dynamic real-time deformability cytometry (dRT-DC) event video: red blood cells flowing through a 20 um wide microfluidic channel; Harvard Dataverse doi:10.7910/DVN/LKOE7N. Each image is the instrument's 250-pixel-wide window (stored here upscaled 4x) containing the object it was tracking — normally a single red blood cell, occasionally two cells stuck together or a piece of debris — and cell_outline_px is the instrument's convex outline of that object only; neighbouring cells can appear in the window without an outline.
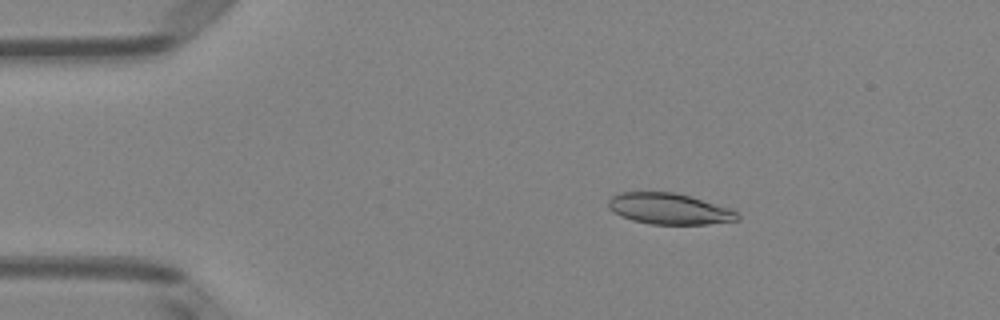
{"species": "Egyptian fruit bat (a non-hibernating species)", "species_latin": "Rousettus aegyptiacus", "temperature_condition": "room temperature", "stored_images_in_passage": 51, "camera_frame_rate_fps": 3000, "um_per_image_px": 0.085, "animal": {"sex": "female"}, "frame": {"image": 1, "passage_image": 9, "time_ms": 2.667, "image_size_px": [1000, 320], "cell_outline_px": [[740, 220], [708, 224], [652, 224], [632, 220], [620, 216], [608, 208], [608, 200], [612, 196], [620, 192], [676, 192], [728, 208], [736, 212], [740, 216]], "centroid_in_image_um": [56.85, 17.75], "position_along_channel_um": 28.2, "area_um2": 23.24}}
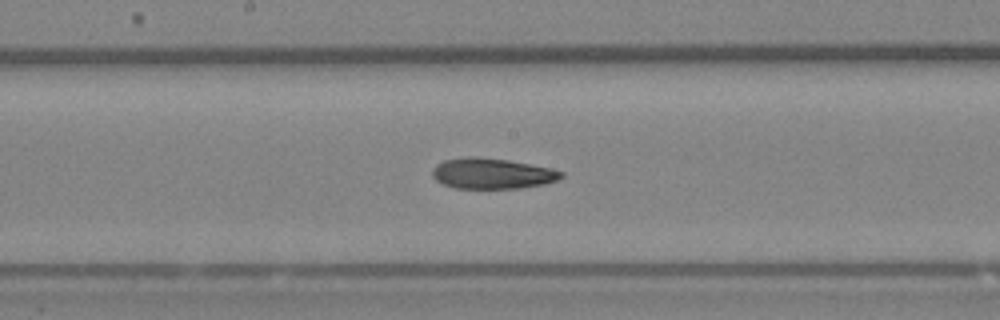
{"frame": {"image": 2, "passage_image": 27, "time_ms": 8.667, "image_size_px": [1000, 320], "cell_outline_px": [[564, 176], [556, 180], [544, 184], [520, 188], [456, 188], [444, 184], [436, 180], [432, 176], [432, 168], [436, 164], [444, 160], [468, 156], [476, 156], [508, 160], [552, 168], [564, 172]], "centroid_in_image_um": [41.82, 14.74], "position_along_channel_um": 206.4, "area_um2": 23.06}}
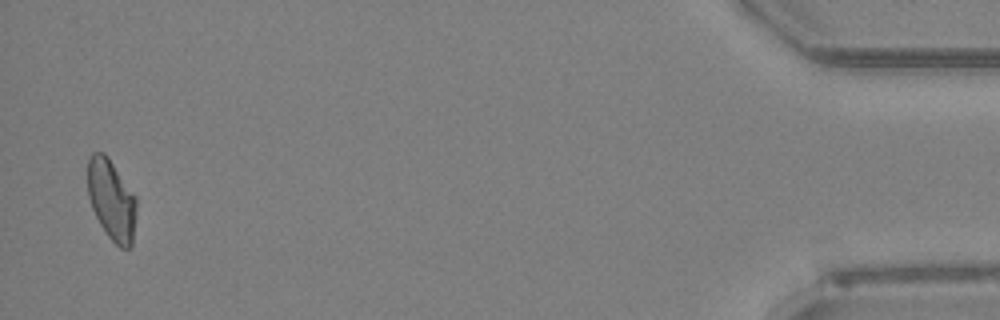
{"frame": {"image": 3, "passage_image": 50, "time_ms": 16.333, "image_size_px": [1000, 320], "cell_outline_px": [[136, 212], [132, 244], [128, 248], [120, 248], [108, 236], [100, 224], [92, 208], [88, 196], [88, 156], [92, 152], [104, 152], [108, 156], [136, 196]], "centroid_in_image_um": [9.48, 16.96], "position_along_channel_um": 425.7, "area_um2": 22.95}, "authors_computed_cell_mechanics": {"area_um2": 23.409, "velocity_mm_per_s": 3.9893, "shape_relaxation_time_tau1_ms": 9.1703, "shape_relaxation_time_tau2_ms": 7.3562, "deformation_change_tau1": 0.2011, "deformation_change_tau2": 0.1599}}